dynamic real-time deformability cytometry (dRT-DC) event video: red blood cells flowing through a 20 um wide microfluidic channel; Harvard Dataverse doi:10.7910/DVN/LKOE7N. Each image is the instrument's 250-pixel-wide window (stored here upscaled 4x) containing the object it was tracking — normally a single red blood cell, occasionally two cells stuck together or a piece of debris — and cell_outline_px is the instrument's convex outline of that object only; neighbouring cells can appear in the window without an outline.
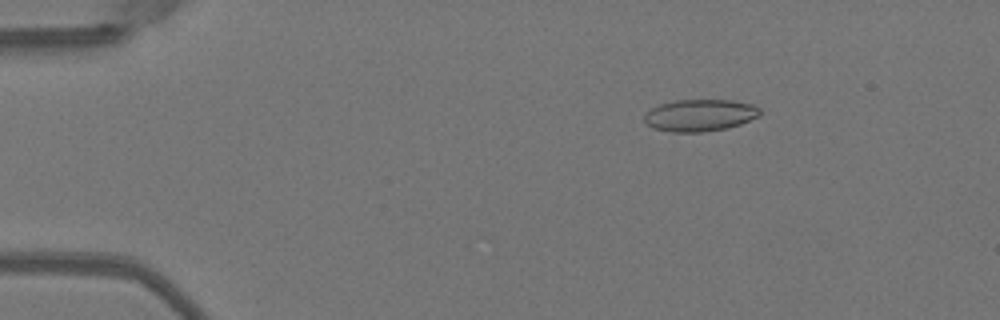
{"species": "Egyptian fruit bat (a non-hibernating species)", "species_latin": "Rousettus aegyptiacus", "temperature_condition": "warm", "stored_images_in_passage": 50, "camera_frame_rate_fps": 3000, "um_per_image_px": 0.085, "animal": {"sex": "female"}, "frame": {"image": 1, "passage_image": 8, "time_ms": 2.333, "image_size_px": [1000, 320], "cell_outline_px": [[760, 116], [740, 124], [724, 128], [700, 132], [672, 132], [652, 128], [644, 120], [644, 116], [652, 108], [660, 104], [676, 100], [732, 100], [752, 104], [760, 108]], "centroid_in_image_um": [59.5, 9.79], "position_along_channel_um": 25.5, "area_um2": 21.39}}
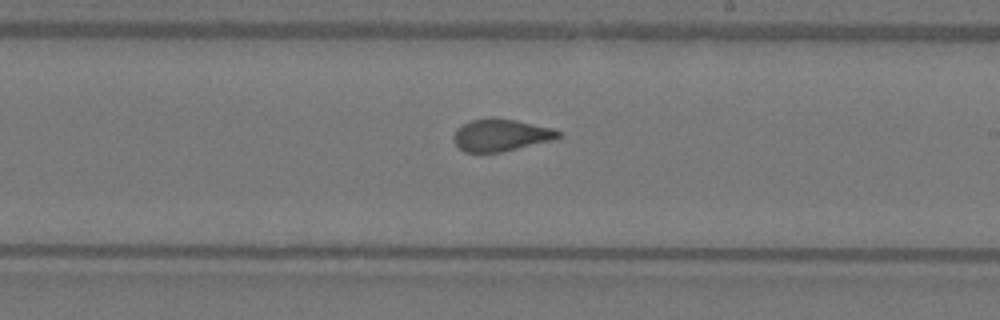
{"frame": {"image": 2, "passage_image": 30, "time_ms": 9.667, "image_size_px": [1000, 320], "cell_outline_px": [[560, 136], [556, 140], [500, 152], [464, 152], [452, 140], [452, 136], [456, 128], [472, 120], [492, 116], [496, 116], [516, 120], [552, 128], [560, 132]], "centroid_in_image_um": [42.56, 11.47], "position_along_channel_um": 246.4, "area_um2": 19.88}}
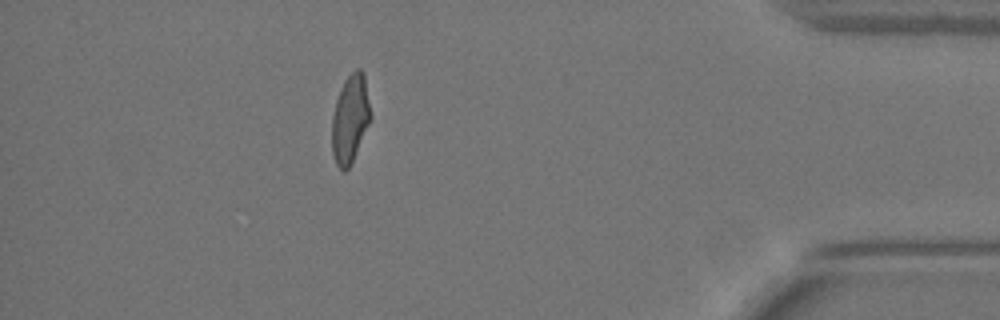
{"frame": {"image": 3, "passage_image": 45, "time_ms": 14.667, "image_size_px": [1000, 320], "cell_outline_px": [[372, 120], [348, 168], [344, 172], [336, 164], [332, 152], [332, 116], [336, 100], [340, 88], [344, 80], [356, 68], [360, 68], [364, 72], [372, 116]], "centroid_in_image_um": [29.78, 10.06], "position_along_channel_um": 405.4, "area_um2": 20.06}, "authors_computed_cell_mechanics": {"area_um2": 20.2878, "velocity_mm_per_s": 4.0554, "shape_relaxation_time_tau1_ms": null, "shape_relaxation_time_tau2_ms": 0.7066, "deformation_change_tau1": null, "deformation_change_tau2": 0.0618}}